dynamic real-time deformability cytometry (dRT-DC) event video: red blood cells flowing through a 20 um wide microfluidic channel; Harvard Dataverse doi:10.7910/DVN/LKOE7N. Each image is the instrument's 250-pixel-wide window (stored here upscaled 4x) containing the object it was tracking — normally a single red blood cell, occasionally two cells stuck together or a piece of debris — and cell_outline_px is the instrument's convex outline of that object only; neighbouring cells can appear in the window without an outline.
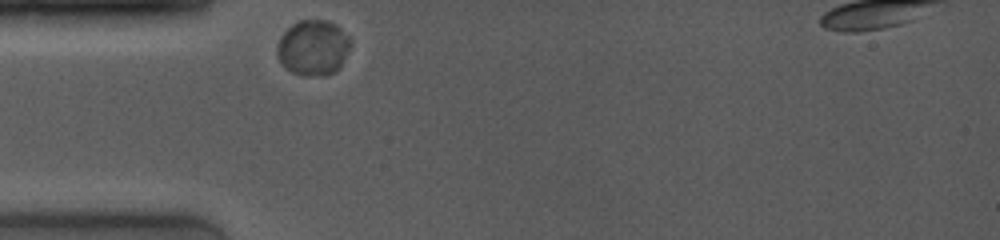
{"species": "common noctule bat (a hibernating species)", "species_latin": "Nyctalus noctula", "temperature_condition": "room temperature", "stored_images_in_passage": 29, "camera_frame_rate_fps": 4000, "um_per_image_px": 0.085, "animal": {"sex": "female", "body_mass_g": 19.0, "forearm_length_mm": 53.3}, "frame": {"image": 1, "passage_image": 1, "time_ms": 0.0, "image_size_px": [1000, 240], "cell_outline_px": [[352, 40], [336, 72], [324, 76], [304, 76], [292, 72], [276, 56], [276, 48], [280, 36], [292, 24], [300, 20], [324, 20], [336, 24]], "centroid_in_image_um": [26.59, 4.05], "position_along_channel_um": 58.4, "area_um2": 23.52}}
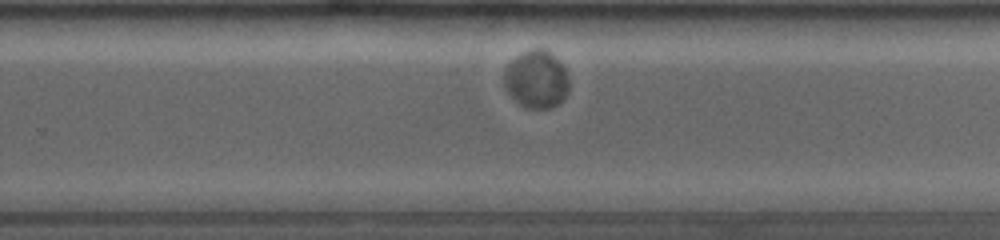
{"frame": {"image": 2, "passage_image": 19, "time_ms": 6.25, "image_size_px": [1000, 240], "cell_outline_px": [[568, 92], [564, 100], [552, 108], [528, 108], [520, 104], [508, 92], [504, 84], [504, 72], [508, 64], [516, 56], [532, 48], [544, 48], [552, 52], [564, 64], [568, 72]], "centroid_in_image_um": [45.65, 6.72], "position_along_channel_um": 284.2, "area_um2": 22.2}}
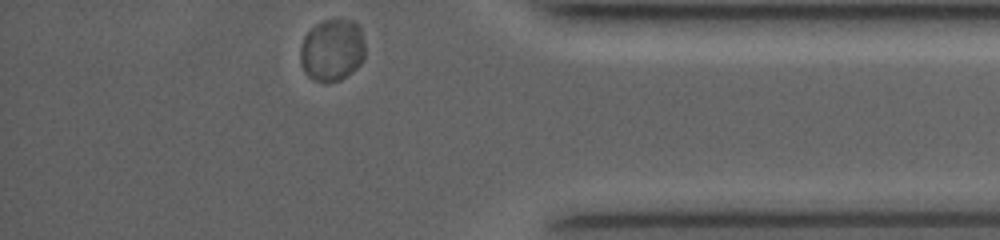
{"frame": {"image": 3, "passage_image": 29, "time_ms": 9.75, "image_size_px": [1000, 240], "cell_outline_px": [[364, 60], [356, 68], [340, 80], [316, 80], [308, 76], [304, 72], [300, 64], [300, 44], [304, 36], [316, 24], [324, 20], [352, 20], [360, 28], [364, 44]], "centroid_in_image_um": [28.21, 4.24], "position_along_channel_um": 407.0, "area_um2": 23.24}}